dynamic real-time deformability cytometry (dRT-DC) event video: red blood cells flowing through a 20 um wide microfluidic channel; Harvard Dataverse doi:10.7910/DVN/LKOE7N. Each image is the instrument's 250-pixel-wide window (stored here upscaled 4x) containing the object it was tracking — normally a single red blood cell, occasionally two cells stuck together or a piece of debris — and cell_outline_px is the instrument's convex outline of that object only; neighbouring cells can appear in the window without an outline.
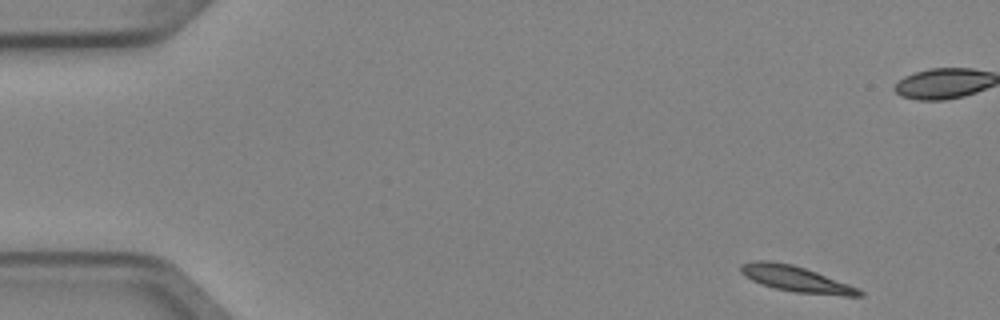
{"species": "Egyptian fruit bat (a non-hibernating species)", "species_latin": "Rousettus aegyptiacus", "temperature_condition": "cold", "stored_images_in_passage": 7, "camera_frame_rate_fps": 3000, "um_per_image_px": 0.085, "animal": {"sex": "female"}, "frame": {"image": 1, "passage_image": 1, "time_ms": 0.0, "image_size_px": [1000, 320], "cell_outline_px": [[864, 296], [844, 296], [796, 292], [776, 288], [760, 284], [744, 276], [740, 272], [740, 264], [752, 260], [768, 260], [792, 264], [816, 272], [860, 288], [864, 292]], "centroid_in_image_um": [67.65, 23.7], "position_along_channel_um": 17.3, "area_um2": 17.92}}
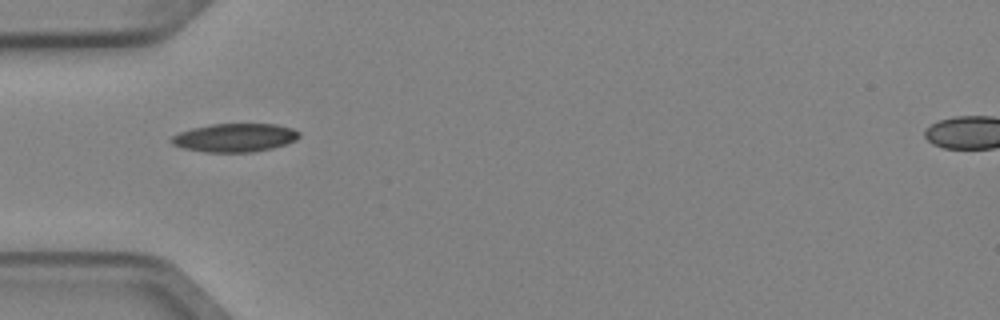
{"frame": {"image": 2, "passage_image": 5, "time_ms": 1.333, "image_size_px": [1000, 320], "cell_outline_px": [[300, 136], [296, 140], [272, 148], [252, 152], [204, 152], [180, 148], [172, 144], [168, 140], [172, 136], [180, 132], [192, 128], [212, 124], [276, 124], [292, 128], [300, 132]], "centroid_in_image_um": [19.93, 11.7], "position_along_channel_um": 65.1, "area_um2": 21.27}}
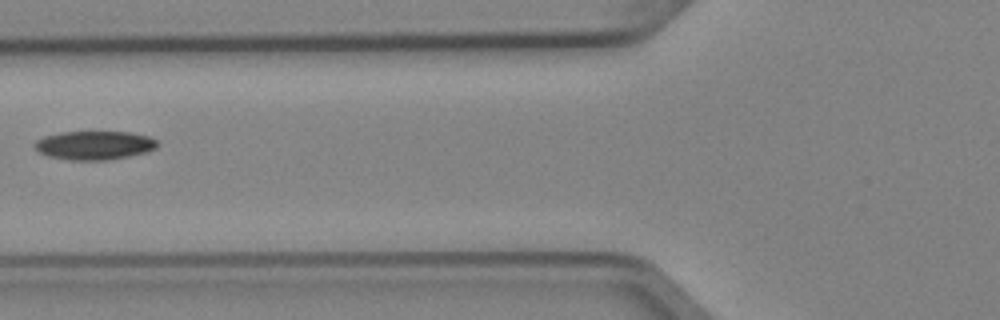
{"frame": {"image": 3, "passage_image": 6, "time_ms": 1.667, "image_size_px": [1000, 320], "cell_outline_px": [[156, 148], [148, 152], [108, 160], [72, 160], [48, 156], [40, 152], [36, 148], [36, 140], [44, 136], [60, 132], [132, 132], [148, 136], [156, 140]], "centroid_in_image_um": [8.04, 12.34], "position_along_channel_um": 117.8, "area_um2": 20.4}}